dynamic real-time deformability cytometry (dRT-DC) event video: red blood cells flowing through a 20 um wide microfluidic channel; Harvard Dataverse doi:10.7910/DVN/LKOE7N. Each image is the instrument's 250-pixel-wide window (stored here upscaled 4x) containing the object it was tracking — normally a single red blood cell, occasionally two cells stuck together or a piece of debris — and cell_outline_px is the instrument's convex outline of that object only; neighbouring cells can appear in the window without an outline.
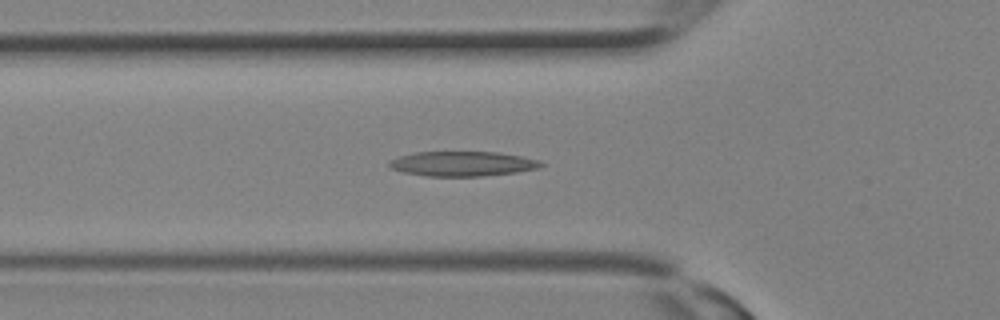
{"species": "Egyptian fruit bat (a non-hibernating species)", "species_latin": "Rousettus aegyptiacus", "temperature_condition": "room temperature", "stored_images_in_passage": 22, "camera_frame_rate_fps": 3000, "um_per_image_px": 0.085, "animal": {"sex": "female"}, "frame": {"image": 1, "passage_image": 6, "time_ms": 1.667, "image_size_px": [1000, 320], "cell_outline_px": [[544, 164], [540, 168], [516, 172], [484, 176], [424, 176], [404, 172], [392, 168], [388, 164], [388, 160], [396, 156], [412, 152], [496, 152], [520, 156], [540, 160]], "centroid_in_image_um": [39.28, 13.91], "position_along_channel_um": 86.5, "area_um2": 22.08}}
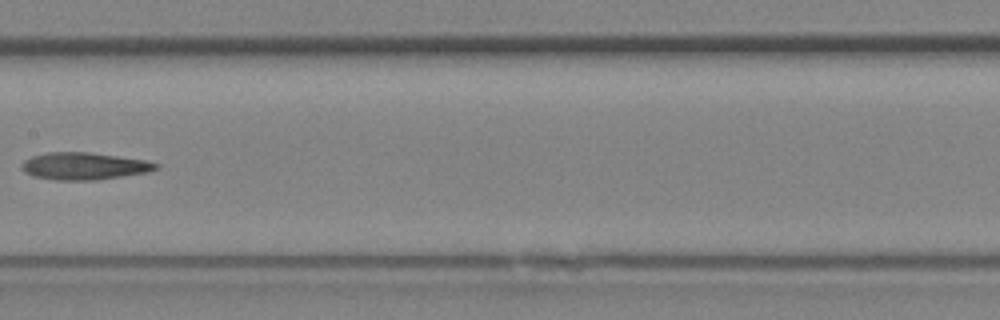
{"frame": {"image": 2, "passage_image": 11, "time_ms": 3.333, "image_size_px": [1000, 320], "cell_outline_px": [[160, 168], [148, 172], [96, 180], [56, 180], [32, 176], [24, 172], [20, 168], [20, 164], [24, 160], [32, 156], [48, 152], [88, 152], [148, 160], [160, 164]], "centroid_in_image_um": [7.15, 14.11], "position_along_channel_um": 200.2, "area_um2": 21.5}}
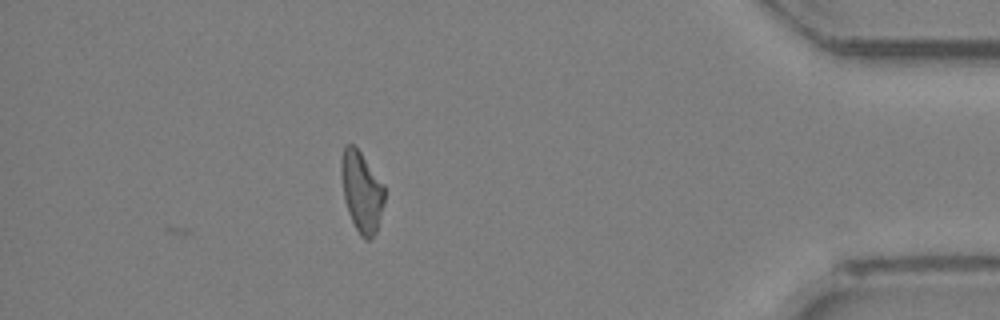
{"frame": {"image": 3, "passage_image": 22, "time_ms": 7.0, "image_size_px": [1000, 320], "cell_outline_px": [[384, 204], [376, 232], [368, 240], [364, 240], [360, 236], [348, 212], [344, 200], [340, 172], [340, 160], [344, 144], [352, 144], [360, 152], [384, 184]], "centroid_in_image_um": [30.72, 16.27], "position_along_channel_um": 404.5, "area_um2": 20.4}}